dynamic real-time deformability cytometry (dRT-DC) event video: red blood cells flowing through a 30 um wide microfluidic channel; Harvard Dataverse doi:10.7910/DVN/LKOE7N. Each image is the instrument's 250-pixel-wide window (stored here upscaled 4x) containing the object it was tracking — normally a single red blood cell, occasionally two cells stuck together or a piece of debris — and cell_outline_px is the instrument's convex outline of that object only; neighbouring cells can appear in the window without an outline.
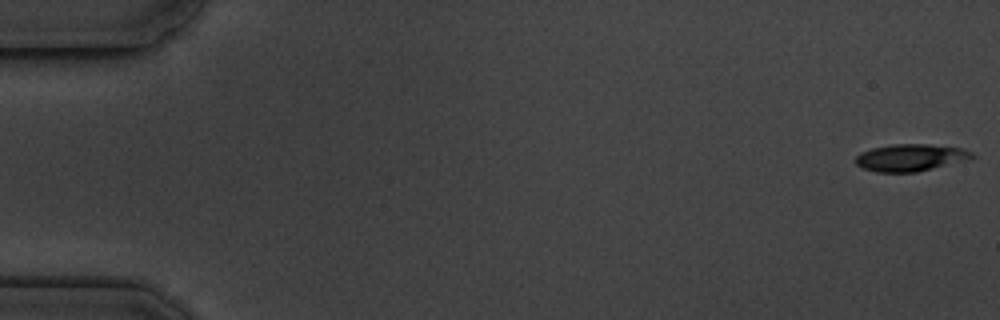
{"species": "common noctule bat (a hibernating species)", "species_latin": "Nyctalus noctula", "temperature_condition": "cold", "stored_images_in_passage": 17, "camera_frame_rate_fps": 3000, "um_per_image_px": 0.085, "animal": {"sex": "male", "body_mass_g": 19.5, "forearm_length_mm": 54.6}, "frame": {"image": 1, "passage_image": 1, "time_ms": 0.0, "image_size_px": [1000, 320], "cell_outline_px": [[976, 156], [968, 160], [916, 172], [876, 172], [864, 168], [856, 164], [856, 156], [860, 152], [872, 148], [892, 144], [928, 144], [960, 148], [972, 152]], "centroid_in_image_um": [77.39, 13.39], "position_along_channel_um": 7.6, "area_um2": 18.32}}
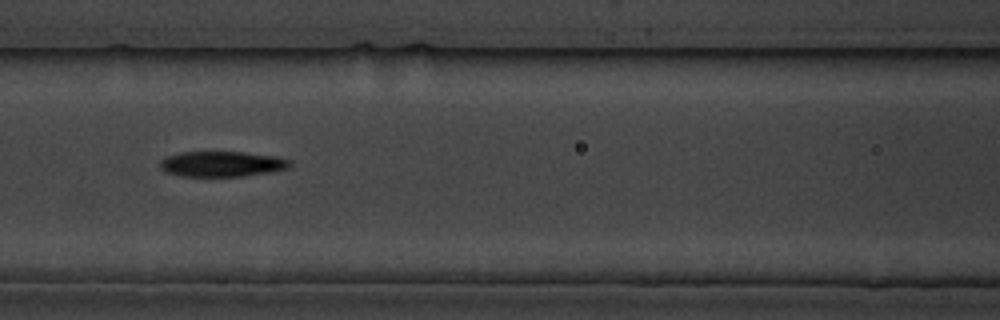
{"frame": {"image": 2, "passage_image": 8, "time_ms": 8.0, "image_size_px": [1000, 320], "cell_outline_px": [[292, 164], [288, 168], [268, 172], [244, 176], [180, 176], [168, 172], [160, 168], [160, 160], [164, 156], [180, 152], [244, 152], [276, 156], [292, 160]], "centroid_in_image_um": [18.86, 13.93], "position_along_channel_um": 147.7, "area_um2": 19.31}}
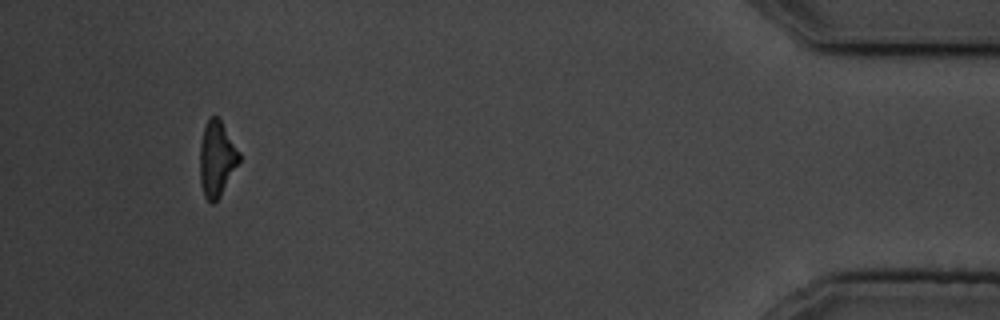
{"frame": {"image": 3, "passage_image": 16, "time_ms": 17.333, "image_size_px": [1000, 320], "cell_outline_px": [[240, 160], [220, 196], [212, 204], [204, 196], [200, 184], [200, 144], [204, 128], [208, 120], [212, 116], [216, 116], [220, 120], [240, 152]], "centroid_in_image_um": [18.41, 13.51], "position_along_channel_um": 416.8, "area_um2": 16.99}, "authors_computed_cell_mechanics": {"area_um2": 18.6694, "velocity_mm_per_s": 3.5846, "shape_relaxation_time_tau1_ms": 1.9644, "shape_relaxation_time_tau2_ms": 1.8629, "deformation_change_tau1": 0.0918, "deformation_change_tau2": 0.0969}}